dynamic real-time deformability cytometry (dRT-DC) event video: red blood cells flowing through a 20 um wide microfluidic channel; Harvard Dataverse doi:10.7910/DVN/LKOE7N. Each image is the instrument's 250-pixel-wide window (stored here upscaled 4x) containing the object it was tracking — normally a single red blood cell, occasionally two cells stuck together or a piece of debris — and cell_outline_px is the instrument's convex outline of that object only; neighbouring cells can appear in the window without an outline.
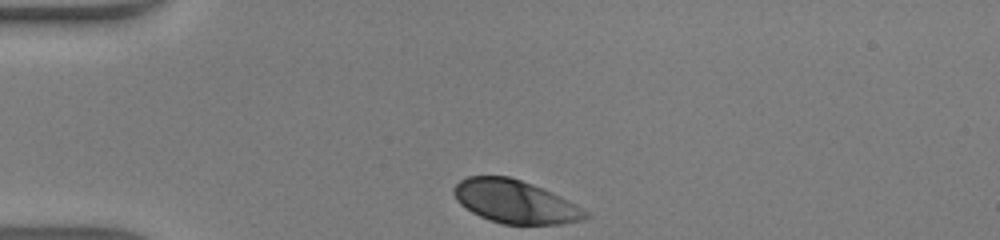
{"species": "human", "species_latin": "Homo sapiens", "temperature_condition": "warm", "stored_images_in_passage": 28, "camera_frame_rate_fps": 3000, "um_per_image_px": 0.085, "donor": {"sex": "male"}, "frame": {"image": 1, "passage_image": 1, "time_ms": 0.0, "image_size_px": [1000, 240], "cell_outline_px": [[588, 216], [580, 220], [560, 224], [504, 224], [488, 220], [472, 212], [460, 204], [456, 200], [452, 192], [452, 188], [460, 180], [468, 176], [508, 176], [532, 184], [552, 192], [560, 196], [588, 212]], "centroid_in_image_um": [43.73, 17.13], "position_along_channel_um": 41.3, "area_um2": 32.83}}
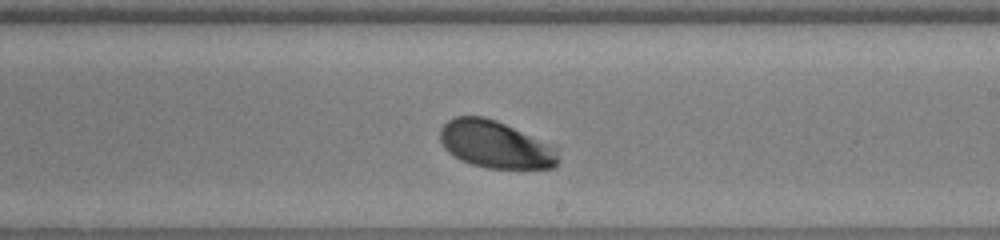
{"frame": {"image": 2, "passage_image": 18, "time_ms": 5.667, "image_size_px": [1000, 240], "cell_outline_px": [[560, 160], [552, 168], [488, 168], [472, 164], [460, 160], [448, 152], [444, 148], [440, 140], [440, 128], [448, 120], [456, 116], [484, 116], [496, 120], [556, 144]], "centroid_in_image_um": [42.16, 12.27], "position_along_channel_um": 246.8, "area_um2": 33.12}}
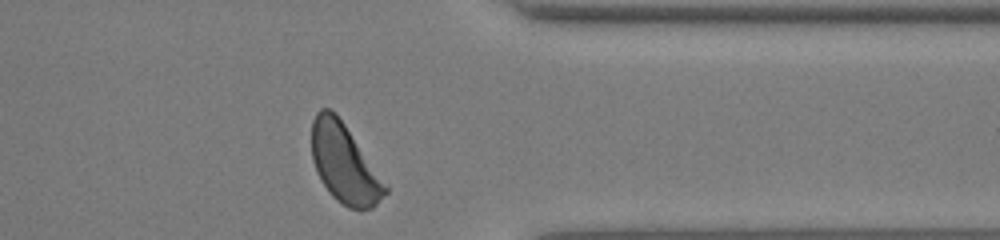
{"frame": {"image": 3, "passage_image": 28, "time_ms": 9.0, "image_size_px": [1000, 240], "cell_outline_px": [[388, 192], [372, 208], [360, 212], [348, 208], [336, 200], [332, 196], [320, 180], [316, 172], [312, 160], [312, 120], [316, 112], [320, 108], [328, 108], [336, 112], [388, 188]], "centroid_in_image_um": [29.24, 13.93], "position_along_channel_um": 382.2, "area_um2": 33.64}, "authors_computed_cell_mechanics": {"area_um2": 33.3795, "velocity_mm_per_s": 4.2842, "shape_relaxation_time_tau1_ms": 1.2188, "shape_relaxation_time_tau2_ms": null, "deformation_change_tau1": 0.1275, "deformation_change_tau2": null}}